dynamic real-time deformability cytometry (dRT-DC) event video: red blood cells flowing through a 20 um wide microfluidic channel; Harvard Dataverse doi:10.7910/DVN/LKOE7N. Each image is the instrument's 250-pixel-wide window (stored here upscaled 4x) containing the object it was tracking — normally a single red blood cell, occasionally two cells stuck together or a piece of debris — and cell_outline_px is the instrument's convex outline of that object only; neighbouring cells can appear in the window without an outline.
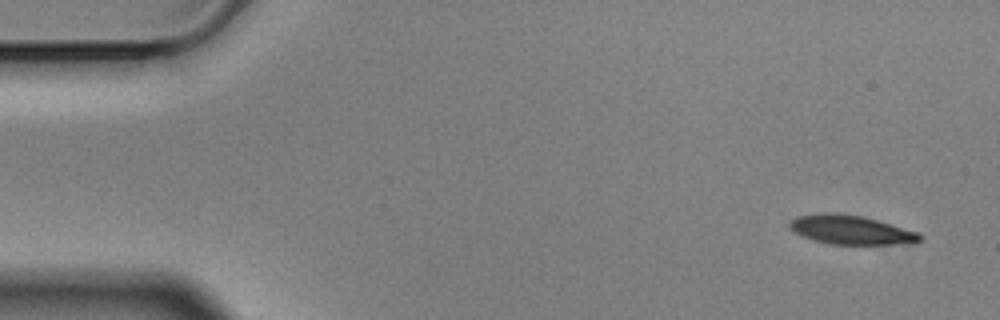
{"species": "Egyptian fruit bat (a non-hibernating species)", "species_latin": "Rousettus aegyptiacus", "temperature_condition": "cold", "stored_images_in_passage": 10, "camera_frame_rate_fps": 3000, "um_per_image_px": 0.085, "animal": {"sex": "male"}, "frame": {"image": 1, "passage_image": 1, "time_ms": 0.0, "image_size_px": [1000, 320], "cell_outline_px": [[924, 236], [920, 240], [892, 244], [828, 244], [812, 240], [796, 232], [788, 224], [796, 216], [824, 212], [836, 212], [864, 216], [920, 232]], "centroid_in_image_um": [72.33, 19.52], "position_along_channel_um": 12.7, "area_um2": 22.02}}
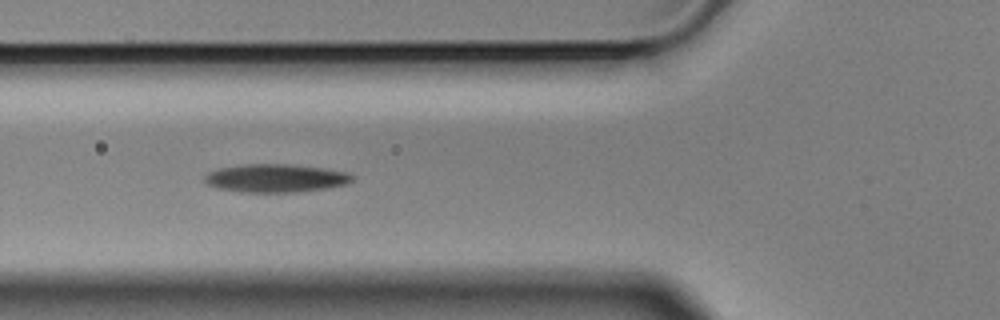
{"frame": {"image": 2, "passage_image": 6, "time_ms": 1.667, "image_size_px": [1000, 320], "cell_outline_px": [[356, 176], [348, 184], [328, 188], [292, 192], [240, 192], [216, 188], [208, 184], [204, 180], [204, 176], [208, 172], [220, 168], [248, 164], [292, 164], [324, 168], [348, 172]], "centroid_in_image_um": [23.47, 15.14], "position_along_channel_um": 102.3, "area_um2": 24.39}}
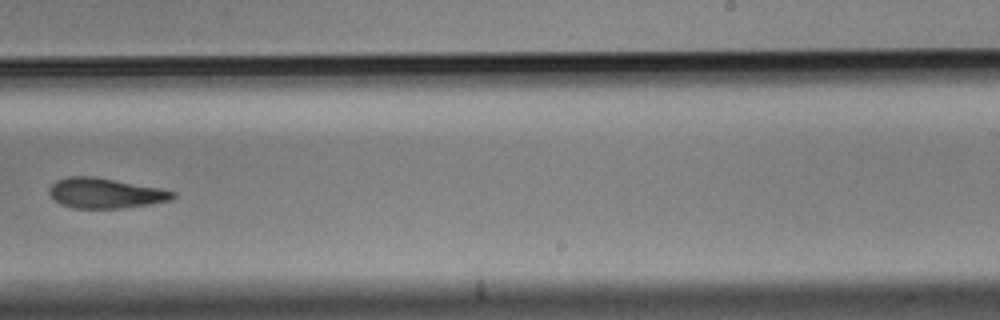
{"frame": {"image": 3, "passage_image": 10, "time_ms": 3.0, "image_size_px": [1000, 320], "cell_outline_px": [[176, 196], [168, 200], [152, 204], [120, 208], [72, 208], [60, 204], [48, 192], [48, 188], [56, 180], [68, 176], [92, 176], [160, 188], [176, 192]], "centroid_in_image_um": [8.92, 16.42], "position_along_channel_um": 280.1, "area_um2": 21.62}}